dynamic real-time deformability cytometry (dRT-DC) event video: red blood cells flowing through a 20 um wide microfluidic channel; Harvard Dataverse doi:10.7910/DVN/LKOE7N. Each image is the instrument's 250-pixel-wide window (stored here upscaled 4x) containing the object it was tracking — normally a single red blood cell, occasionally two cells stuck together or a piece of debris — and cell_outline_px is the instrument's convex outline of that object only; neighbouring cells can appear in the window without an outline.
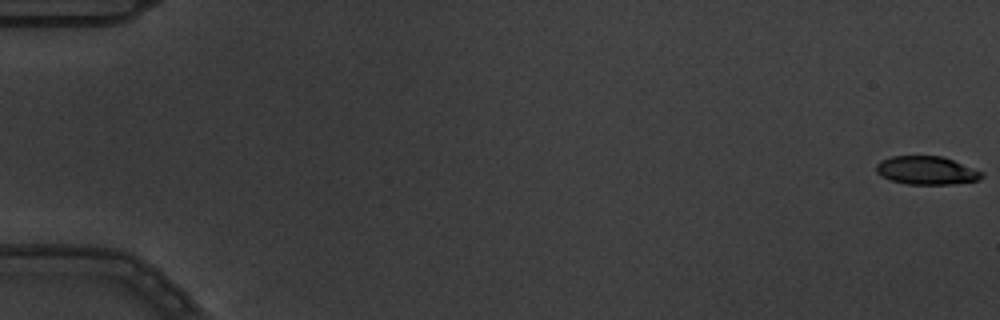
{"species": "common noctule bat (a hibernating species)", "species_latin": "Nyctalus noctula", "temperature_condition": "warm", "stored_images_in_passage": 7, "camera_frame_rate_fps": 3000, "um_per_image_px": 0.085, "animal": {"sex": "male", "body_mass_g": 19.5, "forearm_length_mm": 54.6}, "frame": {"image": 1, "passage_image": 1, "time_ms": 0.0, "image_size_px": [1000, 320], "cell_outline_px": [[984, 176], [976, 180], [952, 184], [908, 184], [892, 180], [880, 176], [876, 172], [876, 164], [880, 160], [892, 156], [944, 156], [984, 172]], "centroid_in_image_um": [78.75, 14.47], "position_along_channel_um": 6.3, "area_um2": 17.46}}